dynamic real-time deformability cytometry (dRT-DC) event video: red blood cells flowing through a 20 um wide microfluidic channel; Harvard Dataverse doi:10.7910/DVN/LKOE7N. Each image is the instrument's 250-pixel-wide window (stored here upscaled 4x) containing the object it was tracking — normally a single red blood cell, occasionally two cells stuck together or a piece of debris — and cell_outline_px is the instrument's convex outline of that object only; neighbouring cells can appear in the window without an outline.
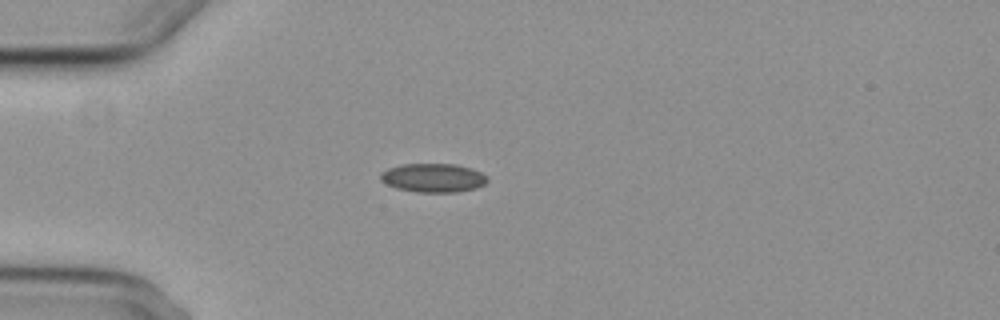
{"species": "common noctule bat (a hibernating species)", "species_latin": "Nyctalus noctula", "temperature_condition": "cold", "stored_images_in_passage": 6, "camera_frame_rate_fps": 3000, "um_per_image_px": 0.085, "animal": {"sex": "female", "body_mass_g": 29.2, "forearm_length_mm": 56.3}, "frame": {"image": 1, "passage_image": 4, "time_ms": 3.333, "image_size_px": [1000, 320], "cell_outline_px": [[488, 180], [484, 184], [476, 188], [456, 192], [416, 192], [396, 188], [380, 180], [380, 172], [388, 168], [400, 164], [456, 164], [472, 168], [488, 176]], "centroid_in_image_um": [36.82, 15.11], "position_along_channel_um": 48.2, "area_um2": 18.03}}
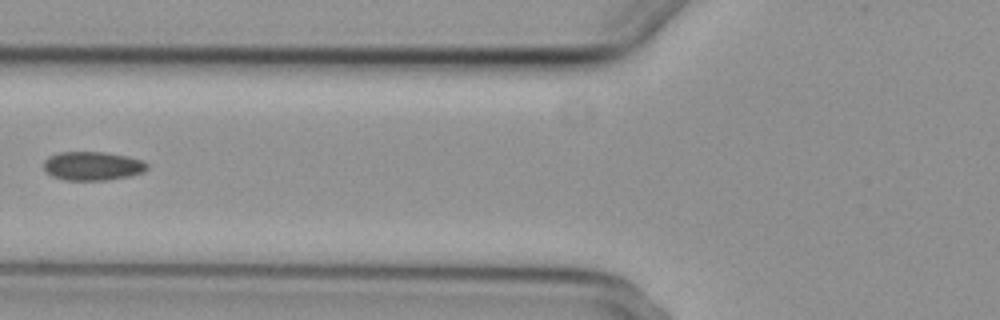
{"frame": {"image": 2, "passage_image": 6, "time_ms": 5.667, "image_size_px": [1000, 320], "cell_outline_px": [[148, 168], [144, 172], [128, 176], [104, 180], [64, 180], [52, 176], [44, 168], [44, 160], [48, 156], [60, 152], [104, 152], [128, 156], [144, 160], [148, 164]], "centroid_in_image_um": [7.88, 14.1], "position_along_channel_um": 117.9, "area_um2": 17.4}}